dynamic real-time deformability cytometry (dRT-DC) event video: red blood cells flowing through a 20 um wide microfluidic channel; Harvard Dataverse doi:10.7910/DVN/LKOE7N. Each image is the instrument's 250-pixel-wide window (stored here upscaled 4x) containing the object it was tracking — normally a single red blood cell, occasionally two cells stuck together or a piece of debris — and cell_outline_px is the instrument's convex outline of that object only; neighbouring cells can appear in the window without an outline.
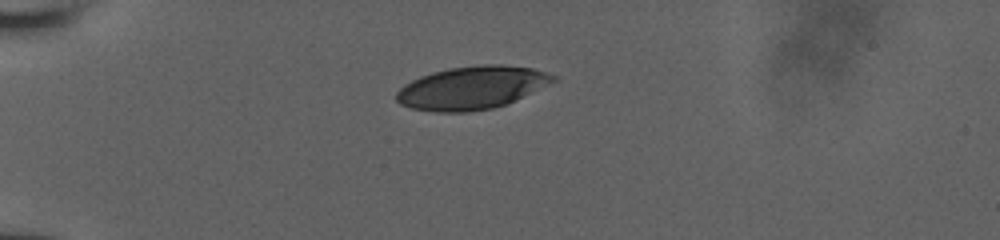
{"species": "human", "species_latin": "Homo sapiens", "temperature_condition": "room temperature", "stored_images_in_passage": 21, "camera_frame_rate_fps": 3000, "um_per_image_px": 0.085, "donor": {"sex": "male"}, "frame": {"image": 1, "passage_image": 1, "time_ms": 0.0, "image_size_px": [1000, 240], "cell_outline_px": [[560, 80], [504, 104], [492, 108], [468, 112], [432, 112], [412, 108], [400, 104], [396, 100], [396, 92], [404, 84], [420, 76], [432, 72], [448, 68], [480, 64], [500, 64], [532, 68], [556, 76]], "centroid_in_image_um": [40.09, 7.45], "position_along_channel_um": 44.9, "area_um2": 39.3}}
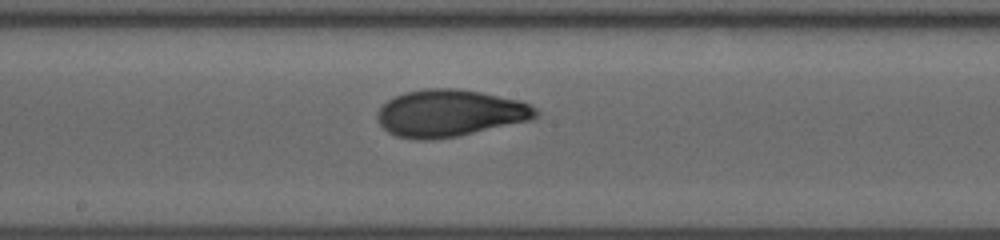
{"frame": {"image": 2, "passage_image": 9, "time_ms": 2.667, "image_size_px": [1000, 240], "cell_outline_px": [[540, 116], [532, 120], [456, 136], [432, 140], [416, 140], [396, 136], [388, 132], [376, 120], [376, 112], [388, 100], [404, 92], [424, 88], [456, 88], [480, 92], [520, 100], [536, 108], [540, 112]], "centroid_in_image_um": [38.24, 9.62], "position_along_channel_um": 210.0, "area_um2": 43.64}}
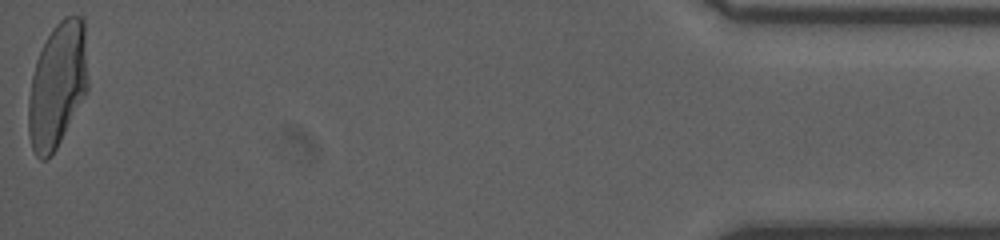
{"frame": {"image": 3, "passage_image": 21, "time_ms": 6.667, "image_size_px": [1000, 240], "cell_outline_px": [[88, 88], [84, 96], [52, 156], [44, 160], [40, 160], [36, 156], [32, 148], [28, 132], [28, 100], [32, 76], [36, 60], [52, 28], [64, 16], [80, 16], [84, 20], [88, 80]], "centroid_in_image_um": [4.87, 7.24], "position_along_channel_um": 430.3, "area_um2": 43.23}}